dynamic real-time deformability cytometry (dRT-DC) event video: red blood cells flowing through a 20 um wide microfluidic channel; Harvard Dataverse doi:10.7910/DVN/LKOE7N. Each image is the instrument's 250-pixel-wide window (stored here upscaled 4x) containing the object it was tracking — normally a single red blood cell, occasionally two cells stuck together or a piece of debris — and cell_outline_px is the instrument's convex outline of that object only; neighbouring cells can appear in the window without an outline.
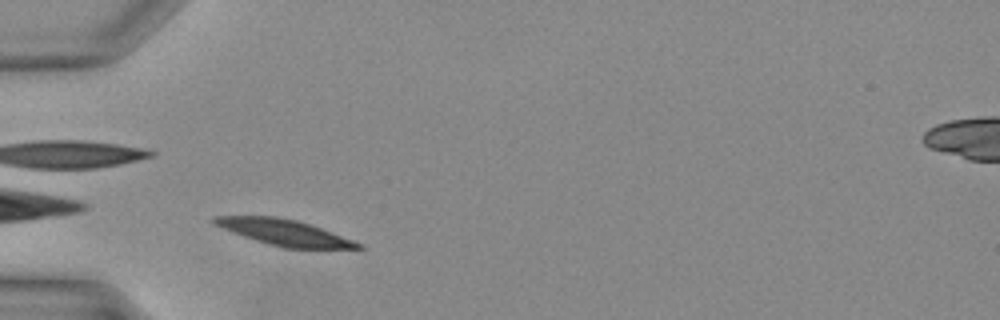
{"species": "Egyptian fruit bat (a non-hibernating species)", "species_latin": "Rousettus aegyptiacus", "temperature_condition": "warm", "stored_images_in_passage": 28, "camera_frame_rate_fps": 3000, "um_per_image_px": 0.085, "animal": {"sex": "female"}, "frame": {"image": 1, "passage_image": 1, "time_ms": 0.0, "image_size_px": [1000, 320], "cell_outline_px": [[364, 248], [284, 248], [256, 240], [244, 236], [224, 228], [216, 224], [212, 220], [212, 216], [276, 216], [296, 220], [332, 232], [364, 244]], "centroid_in_image_um": [24.2, 19.75], "position_along_channel_um": 60.8, "area_um2": 21.15}}
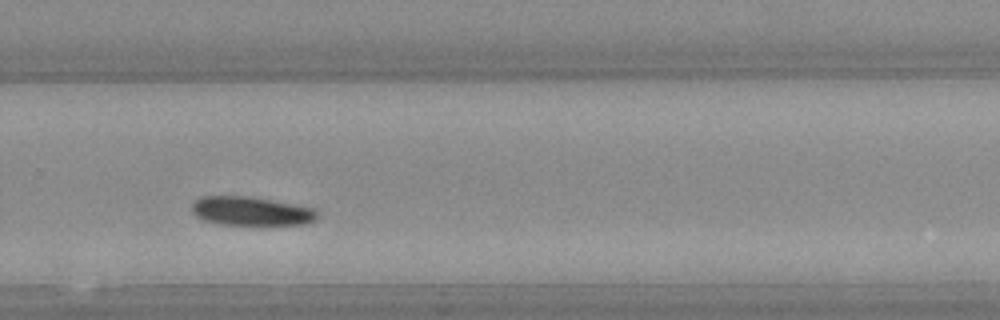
{"frame": {"image": 2, "passage_image": 16, "time_ms": 5.0, "image_size_px": [1000, 320], "cell_outline_px": [[316, 220], [308, 224], [268, 228], [256, 228], [216, 224], [204, 220], [196, 216], [192, 212], [192, 204], [196, 200], [204, 196], [248, 196], [312, 208], [316, 212]], "centroid_in_image_um": [21.36, 18.03], "position_along_channel_um": 308.4, "area_um2": 22.2}}
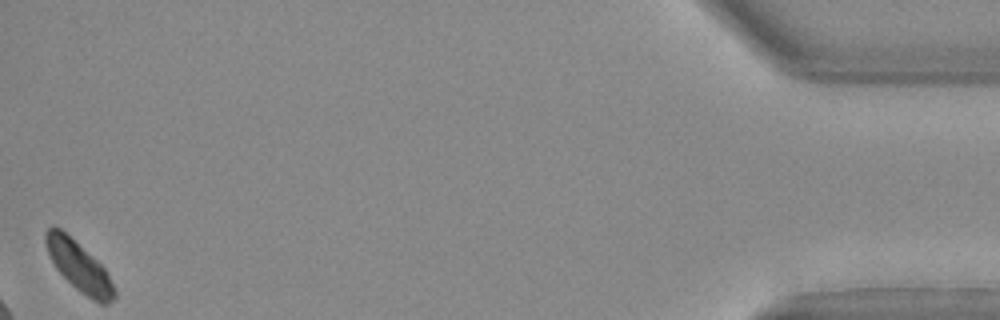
{"frame": {"image": 3, "passage_image": 28, "time_ms": 9.0, "image_size_px": [1000, 320], "cell_outline_px": [[116, 296], [108, 304], [100, 304], [92, 300], [76, 288], [56, 268], [48, 252], [44, 240], [44, 232], [52, 224], [60, 228], [96, 260], [104, 268], [116, 292]], "centroid_in_image_um": [6.69, 22.64], "position_along_channel_um": 428.5, "area_um2": 19.42}}